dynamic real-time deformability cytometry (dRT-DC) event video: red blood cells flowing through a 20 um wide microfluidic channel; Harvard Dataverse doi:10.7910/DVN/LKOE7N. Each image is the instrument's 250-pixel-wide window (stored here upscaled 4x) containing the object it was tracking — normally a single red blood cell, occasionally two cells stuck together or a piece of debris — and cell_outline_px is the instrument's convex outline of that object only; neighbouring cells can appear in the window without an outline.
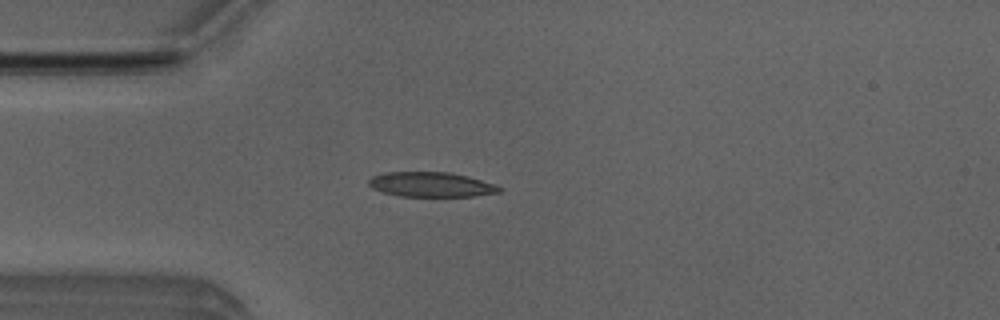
{"species": "Egyptian fruit bat (a non-hibernating species)", "species_latin": "Rousettus aegyptiacus", "temperature_condition": "room temperature", "stored_images_in_passage": 4, "camera_frame_rate_fps": 3000, "um_per_image_px": 0.085, "animal": {"sex": "male"}, "frame": {"image": 1, "passage_image": 4, "time_ms": 1.0, "image_size_px": [1000, 320], "cell_outline_px": [[504, 188], [500, 192], [472, 196], [400, 196], [384, 192], [372, 188], [368, 184], [368, 180], [372, 176], [384, 172], [452, 172], [468, 176]], "centroid_in_image_um": [36.62, 15.67], "position_along_channel_um": 48.4, "area_um2": 18.79}}